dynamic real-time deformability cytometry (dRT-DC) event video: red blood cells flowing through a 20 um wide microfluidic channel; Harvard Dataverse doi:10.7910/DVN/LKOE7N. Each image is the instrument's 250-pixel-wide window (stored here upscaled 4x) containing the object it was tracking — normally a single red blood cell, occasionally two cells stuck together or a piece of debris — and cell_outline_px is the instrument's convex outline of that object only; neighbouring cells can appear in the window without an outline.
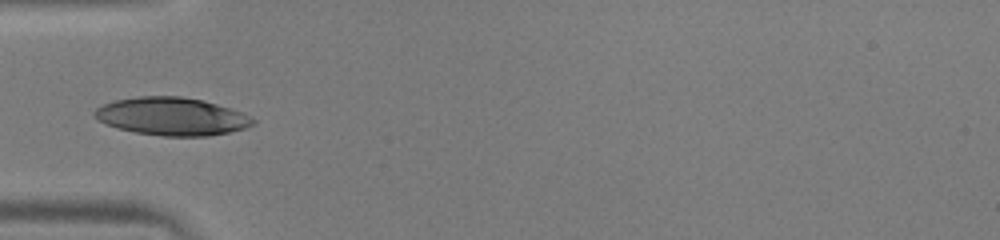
{"species": "human", "species_latin": "Homo sapiens", "temperature_condition": "warm", "stored_images_in_passage": 35, "camera_frame_rate_fps": 3000, "um_per_image_px": 0.085, "donor": {"sex": "male"}, "frame": {"image": 1, "passage_image": 1, "time_ms": 0.0, "image_size_px": [1000, 240], "cell_outline_px": [[256, 120], [248, 128], [208, 136], [164, 136], [136, 132], [116, 128], [92, 116], [92, 112], [96, 108], [104, 104], [116, 100], [140, 96], [180, 96], [204, 100], [232, 108], [244, 112]], "centroid_in_image_um": [14.64, 9.89], "position_along_channel_um": 70.4, "area_um2": 35.08}}
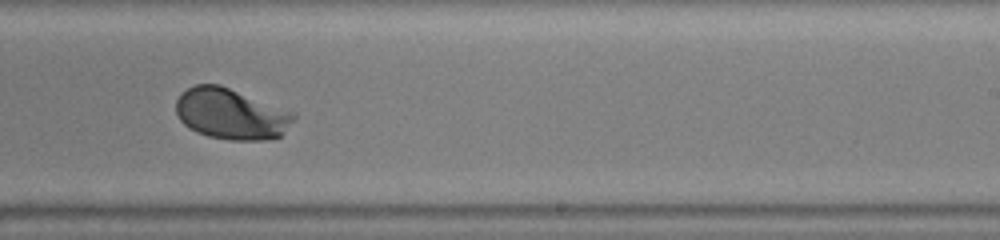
{"frame": {"image": 2, "passage_image": 16, "time_ms": 5.0, "image_size_px": [1000, 240], "cell_outline_px": [[296, 116], [284, 132], [280, 136], [268, 140], [228, 140], [208, 136], [196, 132], [188, 128], [180, 120], [176, 112], [176, 100], [180, 92], [196, 84], [220, 84], [296, 112]], "centroid_in_image_um": [19.64, 9.67], "position_along_channel_um": 269.4, "area_um2": 35.32}}
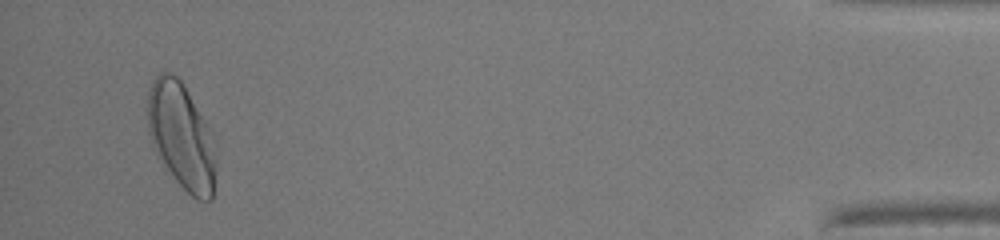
{"frame": {"image": 3, "passage_image": 33, "time_ms": 10.667, "image_size_px": [1000, 240], "cell_outline_px": [[216, 168], [212, 200], [196, 200], [176, 180], [160, 160], [152, 144], [148, 132], [148, 92], [152, 80], [160, 72], [168, 72], [176, 76], [180, 80], [188, 92], [208, 128], [216, 164]], "centroid_in_image_um": [15.38, 11.58], "position_along_channel_um": 419.8, "area_um2": 41.44}, "authors_computed_cell_mechanics": {"area_um2": 34.7378, "velocity_mm_per_s": 3.9686, "shape_relaxation_time_tau1_ms": 1.5316, "shape_relaxation_time_tau2_ms": null, "deformation_change_tau1": 0.1523, "deformation_change_tau2": null}}